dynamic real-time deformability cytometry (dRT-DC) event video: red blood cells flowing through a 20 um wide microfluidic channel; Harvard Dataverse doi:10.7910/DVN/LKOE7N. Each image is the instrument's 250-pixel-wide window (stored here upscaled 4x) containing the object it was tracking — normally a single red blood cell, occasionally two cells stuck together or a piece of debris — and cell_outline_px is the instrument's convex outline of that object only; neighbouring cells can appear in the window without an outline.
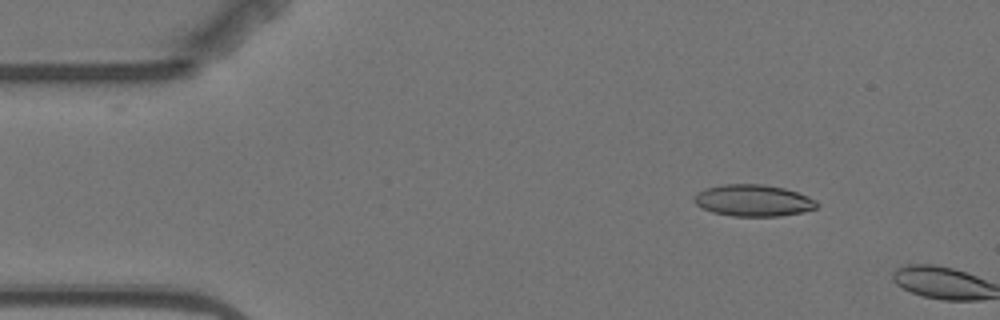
{"species": "Egyptian fruit bat (a non-hibernating species)", "species_latin": "Rousettus aegyptiacus", "temperature_condition": "warm", "stored_images_in_passage": 3, "camera_frame_rate_fps": 3000, "um_per_image_px": 0.085, "animal": {"sex": "female"}, "frame": {"image": 1, "passage_image": 2, "time_ms": 1.333, "image_size_px": [1000, 320], "cell_outline_px": [[820, 204], [816, 208], [804, 212], [780, 216], [732, 216], [712, 212], [696, 204], [692, 200], [692, 196], [696, 192], [704, 188], [724, 184], [764, 184], [784, 188], [808, 196], [816, 200]], "centroid_in_image_um": [64.01, 17.04], "position_along_channel_um": 21.0, "area_um2": 22.89}}